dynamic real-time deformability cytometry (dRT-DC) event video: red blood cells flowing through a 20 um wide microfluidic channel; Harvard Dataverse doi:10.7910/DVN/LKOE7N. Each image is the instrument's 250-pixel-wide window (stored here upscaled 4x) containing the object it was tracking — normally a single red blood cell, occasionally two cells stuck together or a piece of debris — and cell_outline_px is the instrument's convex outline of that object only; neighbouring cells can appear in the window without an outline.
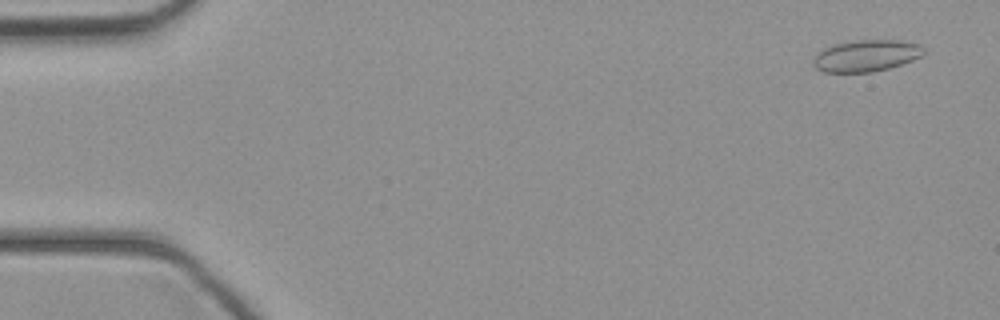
{"species": "common noctule bat (a hibernating species)", "species_latin": "Nyctalus noctula", "temperature_condition": "cold", "stored_images_in_passage": 45, "camera_frame_rate_fps": 3000, "um_per_image_px": 0.085, "animal": {"sex": "female", "body_mass_g": 21.9}, "frame": {"image": 1, "passage_image": 3, "time_ms": 0.667, "image_size_px": [1000, 320], "cell_outline_px": [[924, 52], [920, 56], [912, 60], [888, 68], [872, 72], [824, 72], [816, 68], [812, 64], [812, 60], [824, 48], [832, 44], [852, 40], [900, 40], [920, 44], [924, 48]], "centroid_in_image_um": [73.61, 4.72], "position_along_channel_um": 11.4, "area_um2": 20.35}}
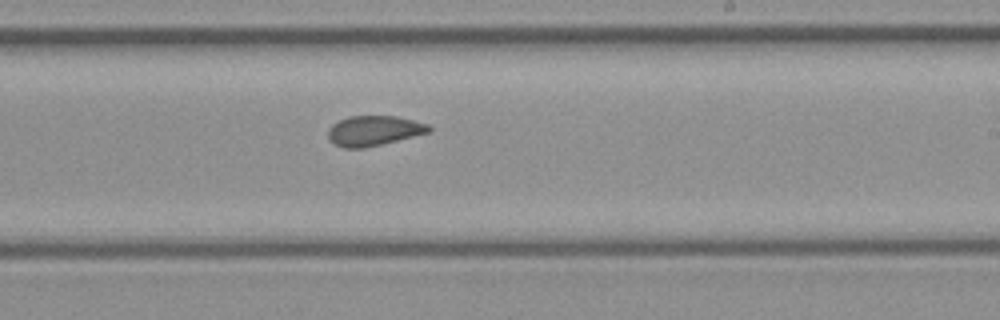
{"frame": {"image": 2, "passage_image": 27, "time_ms": 8.667, "image_size_px": [1000, 320], "cell_outline_px": [[432, 132], [364, 148], [344, 148], [332, 144], [328, 140], [328, 128], [332, 124], [348, 116], [396, 116], [428, 124], [432, 128]], "centroid_in_image_um": [31.76, 11.12], "position_along_channel_um": 257.2, "area_um2": 17.8}}
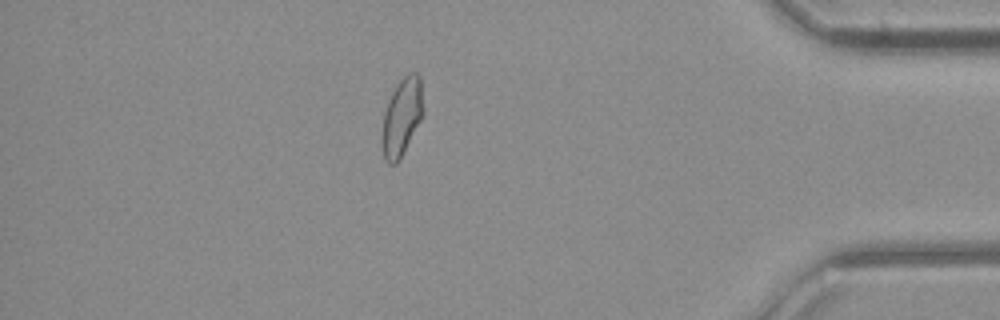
{"frame": {"image": 3, "passage_image": 39, "time_ms": 12.667, "image_size_px": [1000, 320], "cell_outline_px": [[424, 112], [400, 160], [396, 164], [388, 164], [384, 160], [380, 144], [380, 140], [384, 112], [388, 100], [396, 84], [408, 72], [416, 72], [420, 76]], "centroid_in_image_um": [34.12, 9.97], "position_along_channel_um": 401.1, "area_um2": 19.02}}